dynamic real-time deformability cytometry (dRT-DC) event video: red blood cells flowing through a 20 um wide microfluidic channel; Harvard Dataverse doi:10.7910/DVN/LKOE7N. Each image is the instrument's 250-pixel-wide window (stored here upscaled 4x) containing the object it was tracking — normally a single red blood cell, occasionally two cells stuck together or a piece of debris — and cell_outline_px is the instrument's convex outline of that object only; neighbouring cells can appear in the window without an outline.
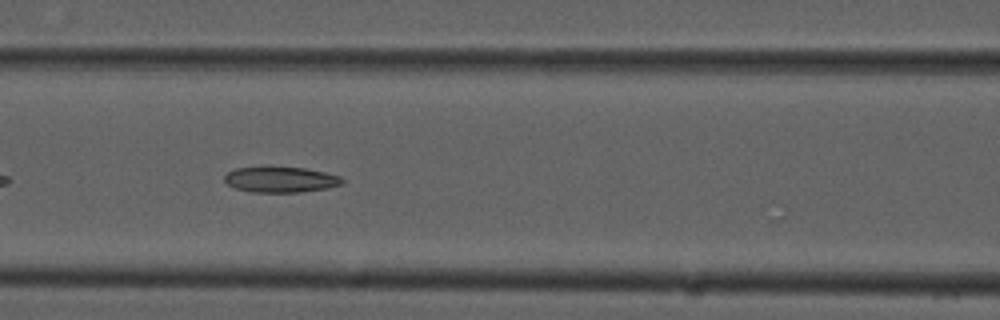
{"species": "common noctule bat (a hibernating species)", "species_latin": "Nyctalus noctula", "temperature_condition": "cold", "stored_images_in_passage": 39, "camera_frame_rate_fps": 3000, "um_per_image_px": 0.085, "animal": {"sex": "male", "forearm_length_mm": 52.5}, "frame": {"image": 1, "passage_image": 9, "time_ms": 2.667, "image_size_px": [1000, 320], "cell_outline_px": [[344, 184], [328, 188], [300, 192], [252, 192], [236, 188], [228, 184], [224, 180], [224, 176], [228, 172], [236, 168], [268, 164], [272, 164], [304, 168], [324, 172], [340, 176], [344, 180]], "centroid_in_image_um": [23.84, 15.22], "position_along_channel_um": 142.8, "area_um2": 18.32}}
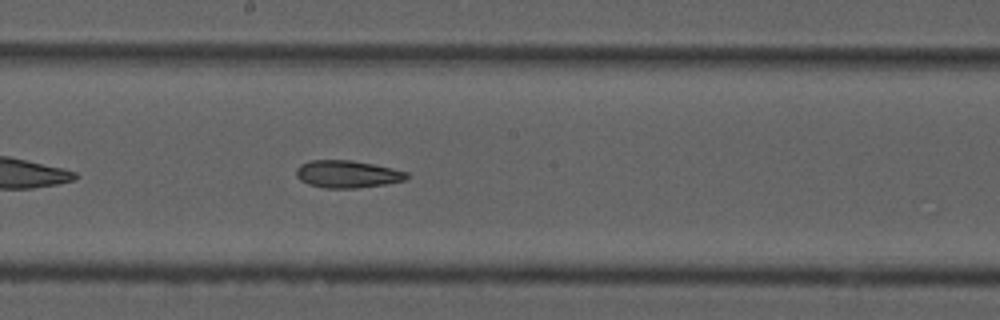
{"frame": {"image": 2, "passage_image": 15, "time_ms": 4.667, "image_size_px": [1000, 320], "cell_outline_px": [[408, 176], [404, 180], [384, 184], [356, 188], [324, 188], [308, 184], [300, 180], [296, 176], [296, 168], [300, 164], [312, 160], [352, 160], [392, 168], [408, 172]], "centroid_in_image_um": [29.48, 14.8], "position_along_channel_um": 218.7, "area_um2": 17.57}}
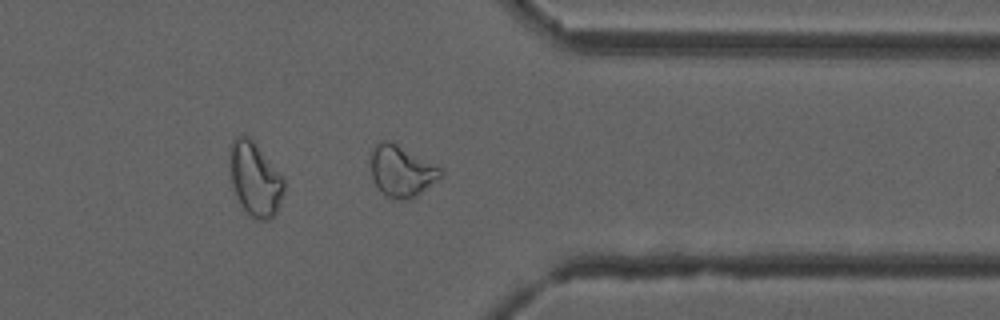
{"frame": {"image": 3, "passage_image": 28, "time_ms": 9.0, "image_size_px": [1000, 320], "cell_outline_px": [[444, 172], [440, 176], [416, 196], [408, 200], [404, 200], [384, 196], [376, 184], [372, 176], [368, 152], [380, 140], [388, 140], [396, 144], [440, 168]], "centroid_in_image_um": [34.04, 14.53], "position_along_channel_um": 377.4, "area_um2": 20.58}, "authors_computed_cell_mechanics": {"area_um2": 18.8428, "velocity_mm_per_s": 3.8054, "shape_relaxation_time_tau1_ms": null, "shape_relaxation_time_tau2_ms": 5.3256, "deformation_change_tau1": null, "deformation_change_tau2": 0.1338}}